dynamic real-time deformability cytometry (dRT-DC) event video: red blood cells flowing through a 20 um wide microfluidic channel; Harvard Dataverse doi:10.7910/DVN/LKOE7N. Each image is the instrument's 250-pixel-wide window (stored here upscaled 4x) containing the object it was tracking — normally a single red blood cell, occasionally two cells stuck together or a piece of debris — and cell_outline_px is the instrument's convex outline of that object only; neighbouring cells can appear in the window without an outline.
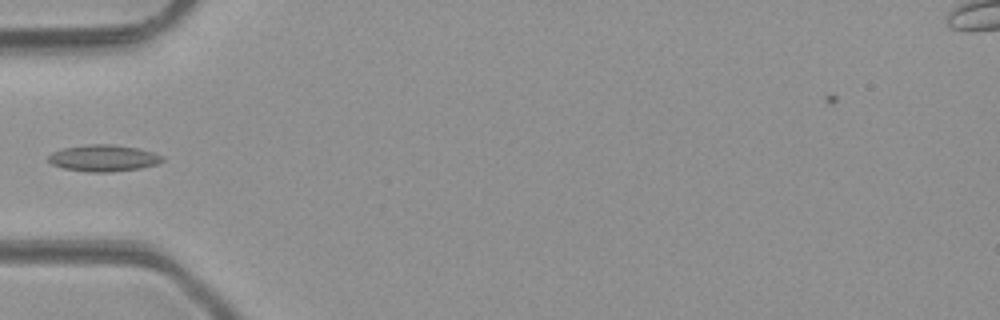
{"species": "common noctule bat (a hibernating species)", "species_latin": "Nyctalus noctula", "temperature_condition": "room temperature", "stored_images_in_passage": 7, "camera_frame_rate_fps": 3000, "um_per_image_px": 0.085, "animal": {"sex": "male", "body_mass_g": 23.1, "forearm_length_mm": 52.7}, "frame": {"image": 1, "passage_image": 6, "time_ms": 5.667, "image_size_px": [1000, 320], "cell_outline_px": [[164, 160], [156, 164], [140, 168], [108, 172], [88, 172], [64, 168], [52, 164], [48, 160], [48, 156], [52, 152], [64, 148], [88, 144], [112, 144], [136, 148], [152, 152], [164, 156]], "centroid_in_image_um": [8.79, 13.44], "position_along_channel_um": 76.2, "area_um2": 17.51}}
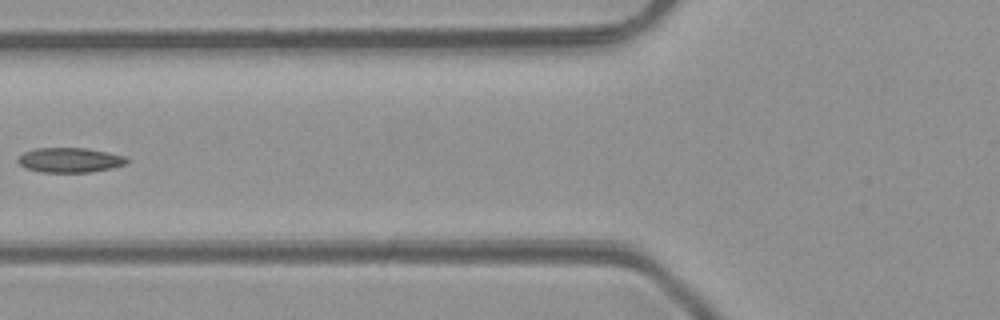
{"frame": {"image": 2, "passage_image": 7, "time_ms": 6.667, "image_size_px": [1000, 320], "cell_outline_px": [[128, 164], [112, 168], [88, 172], [40, 172], [24, 168], [16, 160], [24, 152], [36, 148], [88, 148], [108, 152], [124, 156], [128, 160]], "centroid_in_image_um": [5.94, 13.6], "position_along_channel_um": 119.9, "area_um2": 15.78}}